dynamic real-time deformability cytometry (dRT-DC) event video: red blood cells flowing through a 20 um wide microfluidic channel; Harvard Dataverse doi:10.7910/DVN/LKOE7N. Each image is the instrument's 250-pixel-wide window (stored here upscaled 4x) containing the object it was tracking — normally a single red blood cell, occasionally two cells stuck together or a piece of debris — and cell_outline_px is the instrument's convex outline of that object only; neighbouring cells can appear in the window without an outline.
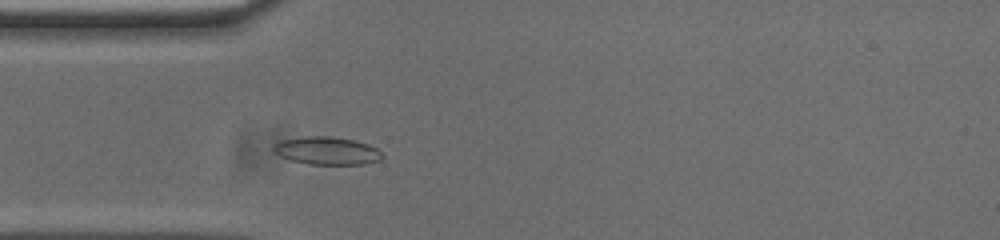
{"species": "common noctule bat (a hibernating species)", "species_latin": "Nyctalus noctula", "temperature_condition": "cold", "stored_images_in_passage": 49, "camera_frame_rate_fps": 3000, "um_per_image_px": 0.085, "animal": {"sex": "male", "body_mass_g": 20.0, "forearm_length_mm": 53.3}, "frame": {"image": 1, "passage_image": 10, "time_ms": 3.0, "image_size_px": [1000, 240], "cell_outline_px": [[380, 160], [364, 164], [308, 164], [292, 160], [280, 156], [272, 148], [280, 140], [304, 136], [328, 136], [352, 140], [368, 144], [376, 148], [380, 152]], "centroid_in_image_um": [27.76, 12.81], "position_along_channel_um": 57.2, "area_um2": 17.34}}
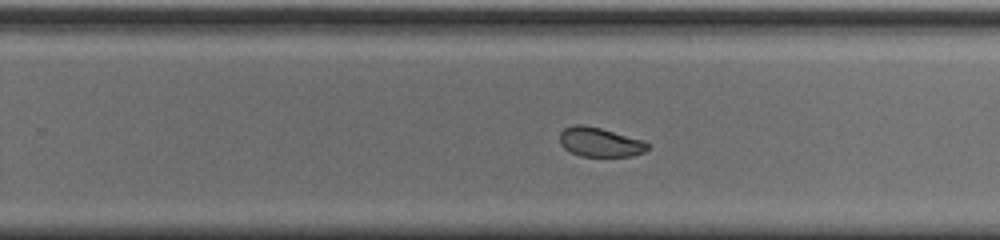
{"frame": {"image": 2, "passage_image": 28, "time_ms": 9.0, "image_size_px": [1000, 240], "cell_outline_px": [[648, 148], [644, 152], [632, 156], [580, 156], [564, 148], [560, 144], [560, 132], [564, 128], [576, 124], [584, 124], [600, 128], [644, 140], [648, 144]], "centroid_in_image_um": [50.98, 12.07], "position_along_channel_um": 278.8, "area_um2": 14.97}}
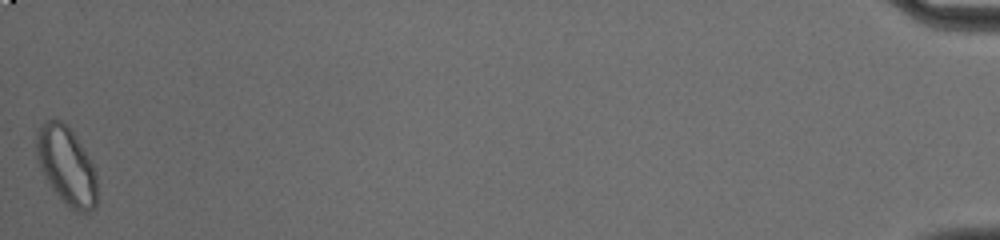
{"frame": {"image": 3, "passage_image": 49, "time_ms": 16.0, "image_size_px": [1000, 240], "cell_outline_px": [[96, 208], [88, 212], [80, 212], [68, 208], [52, 188], [44, 176], [40, 168], [36, 156], [36, 132], [48, 120], [60, 120], [76, 136], [92, 164], [96, 176]], "centroid_in_image_um": [5.64, 14.13], "position_along_channel_um": 429.6, "area_um2": 27.28}, "authors_computed_cell_mechanics": {"area_um2": 16.4152, "velocity_mm_per_s": 3.7097, "shape_relaxation_time_tau1_ms": 3.0671, "shape_relaxation_time_tau2_ms": 3.0822, "deformation_change_tau1": 0.095, "deformation_change_tau2": 0.0675}}